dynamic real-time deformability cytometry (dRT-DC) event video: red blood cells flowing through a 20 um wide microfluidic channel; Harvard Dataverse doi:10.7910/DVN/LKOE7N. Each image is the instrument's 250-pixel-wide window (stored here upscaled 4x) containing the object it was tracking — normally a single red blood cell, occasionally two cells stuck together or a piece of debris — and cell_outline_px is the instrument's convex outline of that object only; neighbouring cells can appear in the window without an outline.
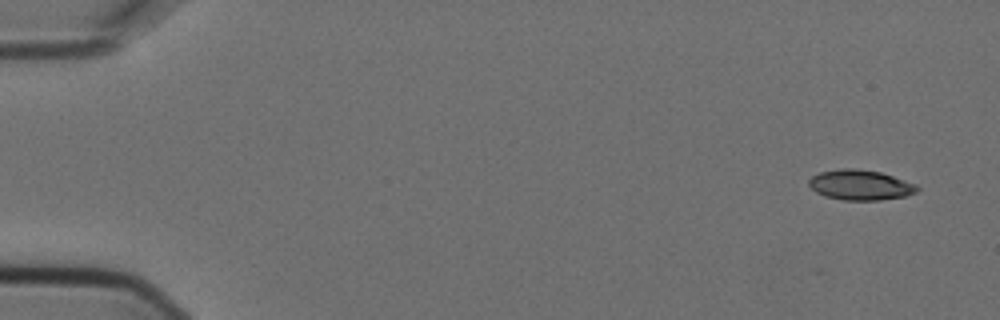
{"species": "Egyptian fruit bat (a non-hibernating species)", "species_latin": "Rousettus aegyptiacus", "temperature_condition": "cold", "stored_images_in_passage": 5, "camera_frame_rate_fps": 3000, "um_per_image_px": 0.085, "animal": {"sex": "female"}, "frame": {"image": 1, "passage_image": 1, "time_ms": 0.0, "image_size_px": [1000, 320], "cell_outline_px": [[920, 188], [916, 192], [904, 196], [880, 200], [844, 200], [824, 196], [816, 192], [808, 184], [808, 180], [812, 176], [820, 172], [840, 168], [856, 168], [880, 172], [916, 184]], "centroid_in_image_um": [73.1, 15.72], "position_along_channel_um": 11.9, "area_um2": 19.02}}
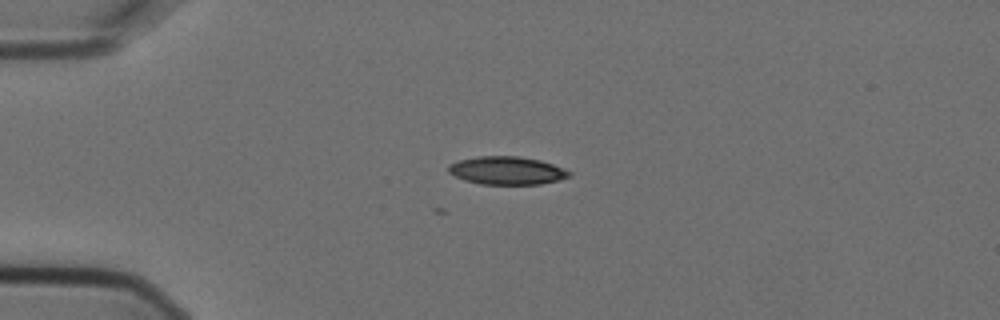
{"frame": {"image": 2, "passage_image": 4, "time_ms": 1.0, "image_size_px": [1000, 320], "cell_outline_px": [[572, 172], [568, 176], [556, 180], [540, 184], [480, 184], [464, 180], [448, 172], [448, 168], [452, 164], [460, 160], [476, 156], [520, 156], [540, 160], [564, 168]], "centroid_in_image_um": [43.08, 14.49], "position_along_channel_um": 41.9, "area_um2": 19.54}}